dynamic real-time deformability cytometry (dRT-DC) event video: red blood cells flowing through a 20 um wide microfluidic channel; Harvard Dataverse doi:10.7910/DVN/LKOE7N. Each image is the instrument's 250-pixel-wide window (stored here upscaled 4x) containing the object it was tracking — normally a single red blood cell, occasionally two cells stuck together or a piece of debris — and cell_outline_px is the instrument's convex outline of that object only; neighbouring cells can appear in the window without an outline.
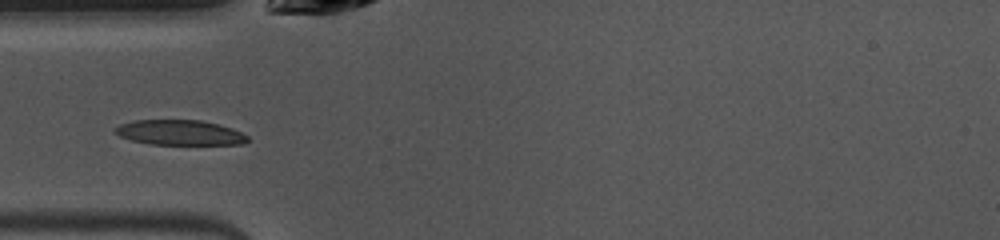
{"species": "common noctule bat (a hibernating species)", "species_latin": "Nyctalus noctula", "temperature_condition": "warm", "stored_images_in_passage": 36, "camera_frame_rate_fps": 3000, "um_per_image_px": 0.085, "animal": {"sex": "female", "body_mass_g": 10.0, "forearm_length_mm": 53.1}, "frame": {"image": 1, "passage_image": 1, "time_ms": 0.0, "image_size_px": [1000, 240], "cell_outline_px": [[248, 140], [244, 144], [152, 144], [132, 140], [120, 136], [112, 128], [120, 124], [136, 120], [200, 120], [232, 128], [248, 136]], "centroid_in_image_um": [15.27, 11.26], "position_along_channel_um": 69.7, "area_um2": 19.13}}
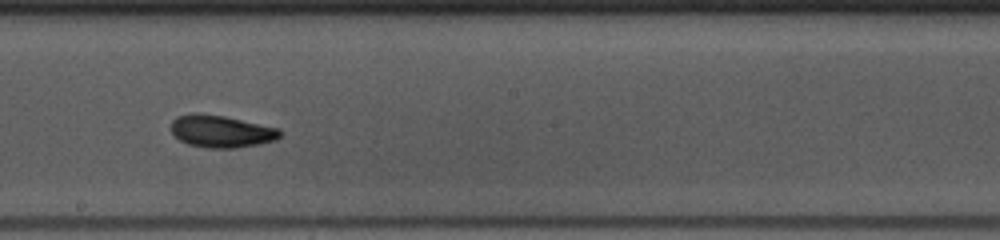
{"frame": {"image": 2, "passage_image": 13, "time_ms": 4.0, "image_size_px": [1000, 240], "cell_outline_px": [[280, 136], [276, 140], [260, 144], [236, 148], [208, 148], [188, 144], [180, 140], [172, 132], [172, 120], [176, 116], [192, 112], [200, 112], [224, 116], [280, 128]], "centroid_in_image_um": [18.8, 11.15], "position_along_channel_um": 229.4, "area_um2": 20.63}}
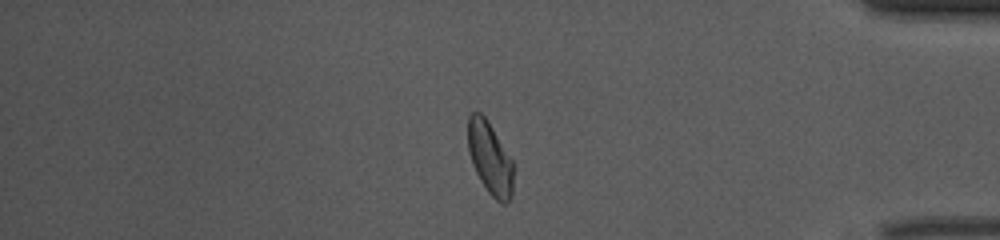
{"frame": {"image": 3, "passage_image": 28, "time_ms": 9.0, "image_size_px": [1000, 240], "cell_outline_px": [[512, 196], [508, 204], [500, 204], [488, 192], [480, 180], [472, 164], [468, 152], [468, 116], [472, 112], [480, 112], [484, 116], [492, 128], [512, 160]], "centroid_in_image_um": [41.63, 13.48], "position_along_channel_um": 393.6, "area_um2": 19.07}}